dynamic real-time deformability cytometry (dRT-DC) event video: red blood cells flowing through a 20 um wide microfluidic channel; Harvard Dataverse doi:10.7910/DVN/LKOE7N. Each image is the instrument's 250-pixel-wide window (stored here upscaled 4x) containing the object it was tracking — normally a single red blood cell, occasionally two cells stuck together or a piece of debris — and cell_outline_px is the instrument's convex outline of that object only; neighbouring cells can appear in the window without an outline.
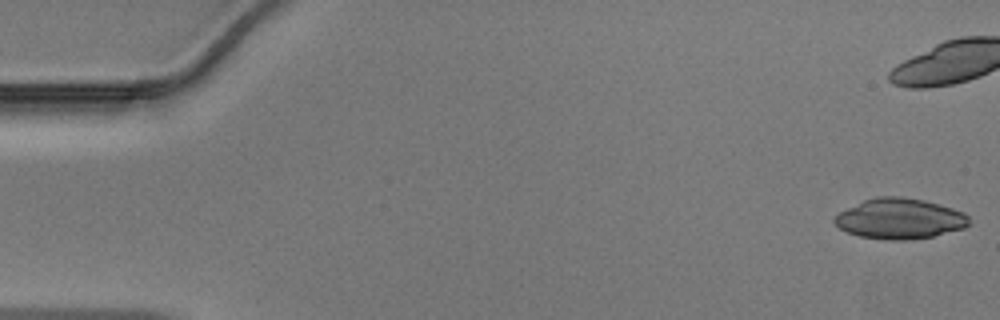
{"species": "Egyptian fruit bat (a non-hibernating species)", "species_latin": "Rousettus aegyptiacus", "temperature_condition": "warm", "stored_images_in_passage": 38, "camera_frame_rate_fps": 3000, "um_per_image_px": 0.085, "animal": {"sex": "male"}, "frame": {"image": 1, "passage_image": 1, "time_ms": 0.0, "image_size_px": [1000, 320], "cell_outline_px": [[968, 224], [964, 228], [932, 236], [908, 240], [888, 240], [860, 236], [848, 232], [840, 228], [832, 220], [840, 212], [864, 200], [876, 196], [904, 196], [924, 200], [940, 204], [964, 212], [968, 216]], "centroid_in_image_um": [76.48, 18.58], "position_along_channel_um": 8.5, "area_um2": 31.56}}